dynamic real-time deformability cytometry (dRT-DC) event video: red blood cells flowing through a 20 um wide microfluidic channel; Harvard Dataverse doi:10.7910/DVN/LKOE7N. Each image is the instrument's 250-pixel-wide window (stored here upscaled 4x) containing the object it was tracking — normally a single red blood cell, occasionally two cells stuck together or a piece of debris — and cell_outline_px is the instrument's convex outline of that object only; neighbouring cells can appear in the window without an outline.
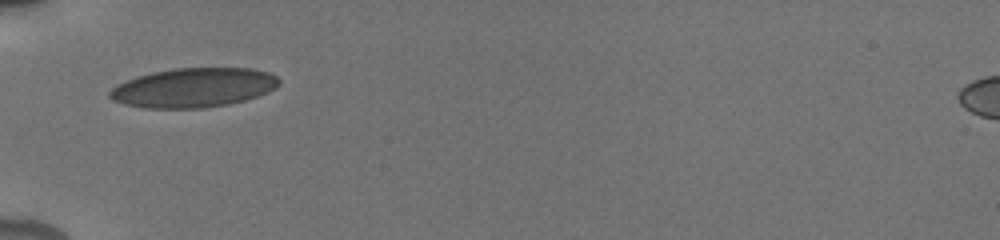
{"species": "human", "species_latin": "Homo sapiens", "temperature_condition": "cold", "stored_images_in_passage": 48, "camera_frame_rate_fps": 3000, "um_per_image_px": 0.085, "donor": {"sex": "male"}, "frame": {"image": 1, "passage_image": 1, "time_ms": 0.0, "image_size_px": [1000, 240], "cell_outline_px": [[280, 84], [276, 88], [268, 92], [244, 100], [228, 104], [204, 108], [144, 108], [124, 104], [112, 100], [108, 96], [108, 92], [116, 84], [136, 76], [152, 72], [176, 68], [252, 68], [268, 72], [276, 76], [280, 80]], "centroid_in_image_um": [16.43, 7.45], "position_along_channel_um": 68.6, "area_um2": 39.02}}
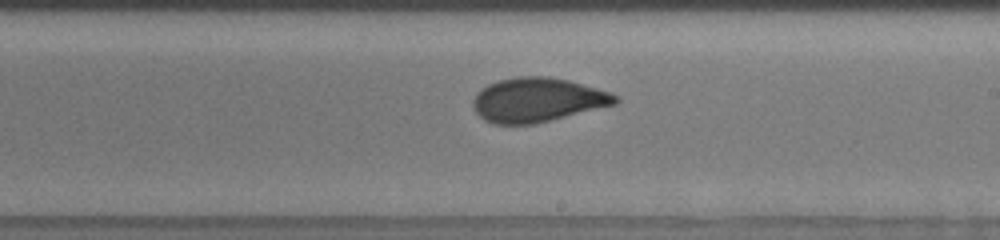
{"frame": {"image": 2, "passage_image": 20, "time_ms": 4.667, "image_size_px": [1000, 240], "cell_outline_px": [[620, 100], [616, 104], [536, 124], [492, 124], [484, 120], [476, 112], [472, 104], [472, 100], [476, 92], [488, 84], [500, 80], [520, 76], [548, 76], [568, 80], [612, 92], [620, 96]], "centroid_in_image_um": [45.7, 8.49], "position_along_channel_um": 243.3, "area_um2": 36.93}}
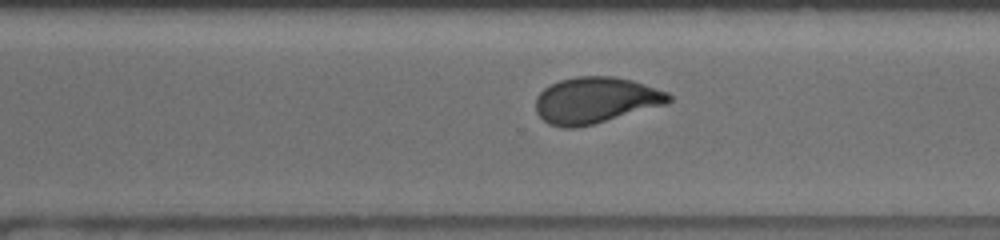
{"frame": {"image": 3, "passage_image": 28, "time_ms": 6.667, "image_size_px": [1000, 240], "cell_outline_px": [[672, 100], [668, 104], [592, 124], [576, 128], [564, 128], [548, 124], [536, 112], [536, 96], [544, 88], [560, 80], [576, 76], [616, 76], [632, 80], [668, 92], [672, 96]], "centroid_in_image_um": [50.63, 8.51], "position_along_channel_um": 320.0, "area_um2": 35.89}, "authors_computed_cell_mechanics": {"area_um2": 36.2117, "velocity_mm_per_s": 3.8429, "shape_relaxation_time_tau1_ms": 6.9682, "shape_relaxation_time_tau2_ms": 0.6617, "deformation_change_tau1": 0.1714, "deformation_change_tau2": 0.0453}}